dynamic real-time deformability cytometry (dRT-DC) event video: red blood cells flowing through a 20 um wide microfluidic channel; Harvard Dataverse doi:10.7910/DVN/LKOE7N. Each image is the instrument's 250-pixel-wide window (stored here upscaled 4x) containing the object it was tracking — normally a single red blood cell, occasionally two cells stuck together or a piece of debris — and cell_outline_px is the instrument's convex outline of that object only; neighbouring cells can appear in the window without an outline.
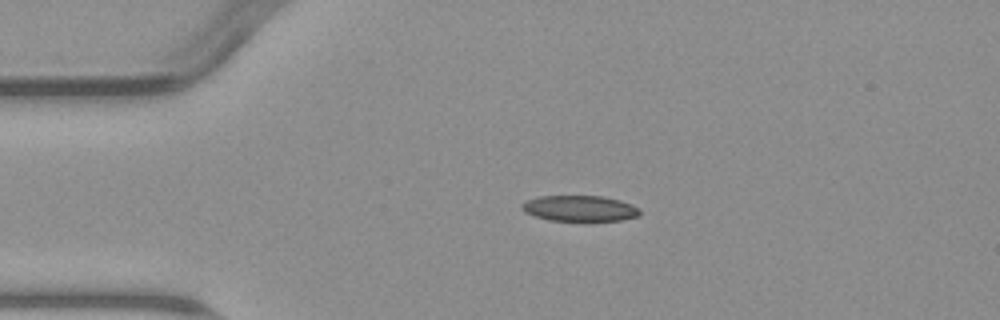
{"species": "common noctule bat (a hibernating species)", "species_latin": "Nyctalus noctula", "temperature_condition": "warm", "stored_images_in_passage": 2, "camera_frame_rate_fps": 3000, "um_per_image_px": 0.085, "animal": {"sex": "male", "body_mass_g": 23.1, "forearm_length_mm": 52.7}, "frame": {"image": 1, "passage_image": 1, "time_ms": 0.0, "image_size_px": [1000, 320], "cell_outline_px": [[640, 216], [620, 220], [548, 220], [524, 212], [520, 208], [520, 204], [524, 200], [540, 196], [604, 196], [620, 200], [632, 204], [640, 208]], "centroid_in_image_um": [49.26, 17.7], "position_along_channel_um": 35.7, "area_um2": 17.8}}